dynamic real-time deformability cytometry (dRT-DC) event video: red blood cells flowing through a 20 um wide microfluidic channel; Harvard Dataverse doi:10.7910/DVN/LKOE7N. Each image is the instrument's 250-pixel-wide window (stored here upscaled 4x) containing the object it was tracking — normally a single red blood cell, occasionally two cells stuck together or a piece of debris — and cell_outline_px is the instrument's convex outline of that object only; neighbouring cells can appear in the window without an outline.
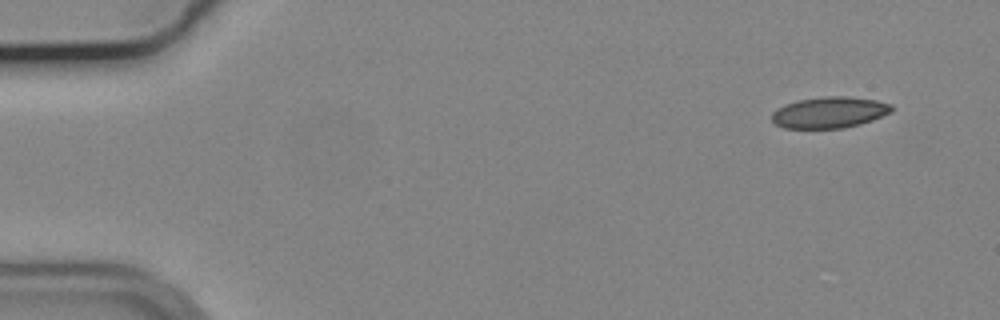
{"species": "common noctule bat (a hibernating species)", "species_latin": "Nyctalus noctula", "temperature_condition": "cold", "stored_images_in_passage": 52, "camera_frame_rate_fps": 3000, "um_per_image_px": 0.085, "animal": {"sex": "male", "body_mass_g": 19.2, "forearm_length_mm": 51.8}, "frame": {"image": 1, "passage_image": 1, "time_ms": 0.0, "image_size_px": [1000, 320], "cell_outline_px": [[892, 112], [872, 120], [860, 124], [844, 128], [784, 128], [776, 124], [772, 120], [772, 112], [776, 108], [784, 104], [800, 100], [824, 96], [848, 96], [876, 100], [892, 104]], "centroid_in_image_um": [70.5, 9.55], "position_along_channel_um": 14.5, "area_um2": 21.85}}
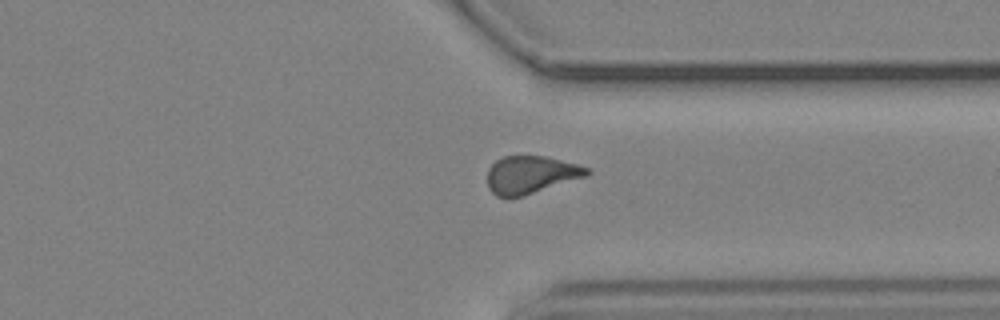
{"frame": {"image": 2, "passage_image": 39, "time_ms": 12.667, "image_size_px": [1000, 320], "cell_outline_px": [[592, 172], [588, 176], [524, 196], [496, 196], [488, 188], [488, 168], [496, 160], [504, 156], [544, 156], [576, 164], [588, 168]], "centroid_in_image_um": [45.13, 14.85], "position_along_channel_um": 366.3, "area_um2": 21.79}}
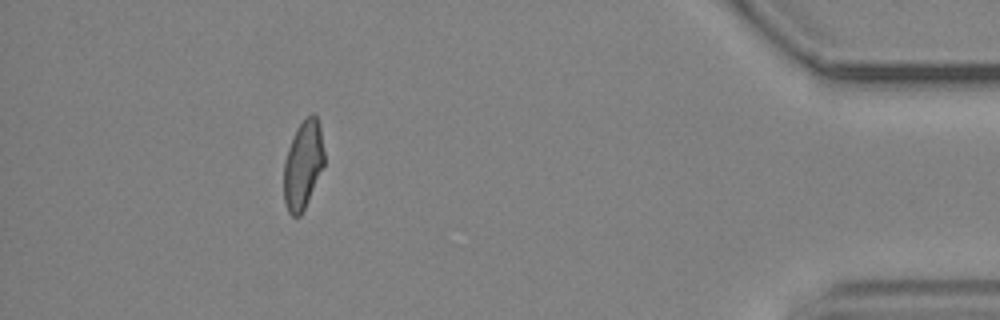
{"frame": {"image": 3, "passage_image": 47, "time_ms": 15.333, "image_size_px": [1000, 320], "cell_outline_px": [[324, 164], [308, 200], [300, 216], [292, 216], [288, 212], [284, 204], [284, 160], [288, 148], [296, 128], [312, 112], [316, 116], [320, 128], [324, 152]], "centroid_in_image_um": [25.74, 14.01], "position_along_channel_um": 409.5, "area_um2": 20.58}, "authors_computed_cell_mechanics": {"area_um2": 22.1374, "velocity_mm_per_s": 3.7033, "shape_relaxation_time_tau1_ms": null, "shape_relaxation_time_tau2_ms": 1.744, "deformation_change_tau1": null, "deformation_change_tau2": 0.077}}